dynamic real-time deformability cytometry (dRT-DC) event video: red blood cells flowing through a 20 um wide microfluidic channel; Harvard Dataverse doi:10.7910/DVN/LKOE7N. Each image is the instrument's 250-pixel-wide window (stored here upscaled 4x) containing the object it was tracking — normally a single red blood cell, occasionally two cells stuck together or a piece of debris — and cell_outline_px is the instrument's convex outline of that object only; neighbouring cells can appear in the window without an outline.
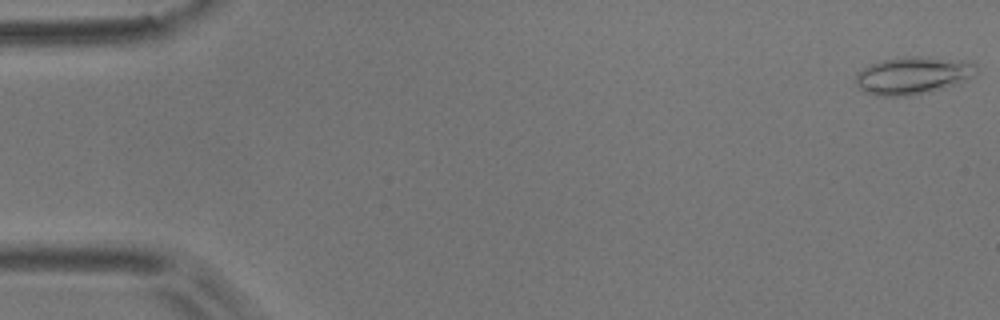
{"species": "common noctule bat (a hibernating species)", "species_latin": "Nyctalus noctula", "temperature_condition": "room temperature", "stored_images_in_passage": 54, "camera_frame_rate_fps": 3000, "um_per_image_px": 0.085, "animal": {"sex": "male", "body_mass_g": 17.9}, "frame": {"image": 1, "passage_image": 1, "time_ms": 0.0, "image_size_px": [1000, 320], "cell_outline_px": [[980, 72], [976, 76], [968, 80], [944, 88], [908, 96], [876, 96], [864, 92], [856, 84], [856, 72], [868, 64], [880, 60], [896, 56], [936, 56], [972, 60], [980, 68]], "centroid_in_image_um": [77.68, 6.37], "position_along_channel_um": 7.3, "area_um2": 27.63}}
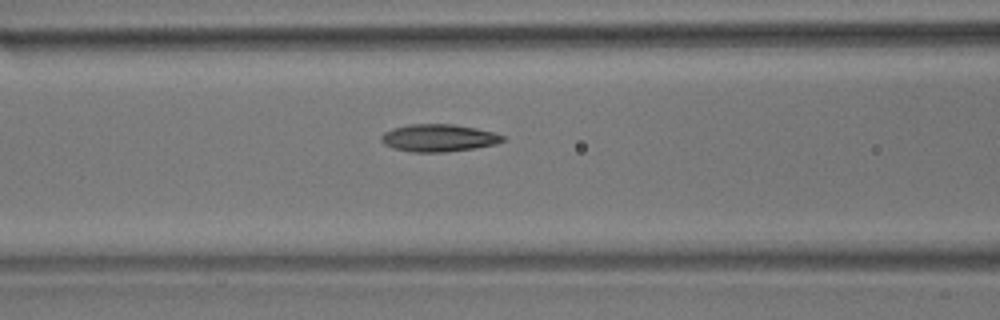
{"frame": {"image": 2, "passage_image": 22, "time_ms": 7.0, "image_size_px": [1000, 320], "cell_outline_px": [[508, 136], [504, 140], [496, 144], [476, 148], [448, 152], [408, 152], [392, 148], [384, 144], [380, 140], [380, 136], [384, 132], [392, 128], [408, 124], [456, 124], [476, 128]], "centroid_in_image_um": [37.27, 11.73], "position_along_channel_um": 129.3, "area_um2": 19.77}}
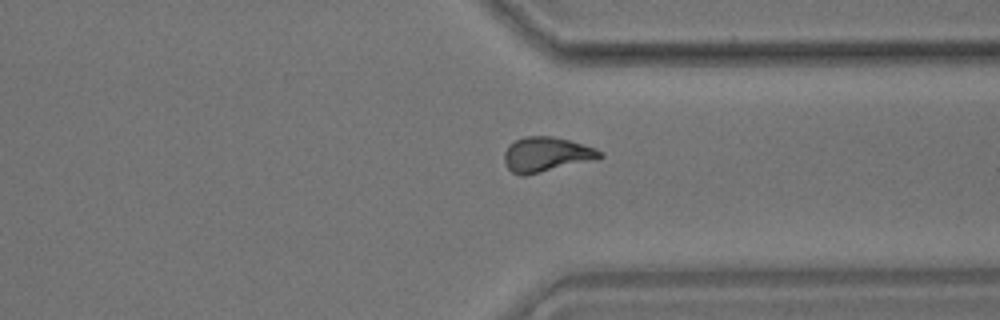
{"frame": {"image": 3, "passage_image": 41, "time_ms": 13.333, "image_size_px": [1000, 320], "cell_outline_px": [[604, 156], [600, 160], [524, 176], [520, 176], [512, 172], [504, 164], [504, 152], [508, 144], [524, 136], [552, 136], [584, 144], [596, 148], [604, 152]], "centroid_in_image_um": [46.49, 13.14], "position_along_channel_um": 364.9, "area_um2": 20.0}, "authors_computed_cell_mechanics": {"area_um2": 19.1896, "velocity_mm_per_s": 3.7236, "shape_relaxation_time_tau1_ms": 6.7187, "shape_relaxation_time_tau2_ms": 2.8094, "deformation_change_tau1": 0.1752, "deformation_change_tau2": 0.1071}}